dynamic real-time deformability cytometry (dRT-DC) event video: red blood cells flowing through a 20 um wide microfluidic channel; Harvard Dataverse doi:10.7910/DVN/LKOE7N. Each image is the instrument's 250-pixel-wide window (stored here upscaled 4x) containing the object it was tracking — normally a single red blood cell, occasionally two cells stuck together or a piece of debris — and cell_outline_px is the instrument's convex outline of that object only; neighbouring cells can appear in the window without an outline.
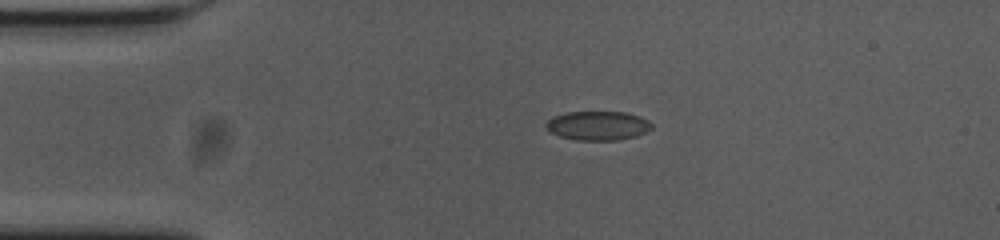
{"species": "common noctule bat (a hibernating species)", "species_latin": "Nyctalus noctula", "temperature_condition": "cold", "stored_images_in_passage": 55, "camera_frame_rate_fps": 3000, "um_per_image_px": 0.085, "animal": {"sex": "female", "body_mass_g": 23.0, "forearm_length_mm": 53.4}, "frame": {"image": 1, "passage_image": 11, "time_ms": 3.333, "image_size_px": [1000, 240], "cell_outline_px": [[652, 128], [636, 136], [620, 140], [576, 140], [560, 136], [552, 132], [544, 124], [552, 116], [568, 112], [624, 112], [648, 120], [652, 124]], "centroid_in_image_um": [50.8, 10.68], "position_along_channel_um": 34.2, "area_um2": 17.74}}
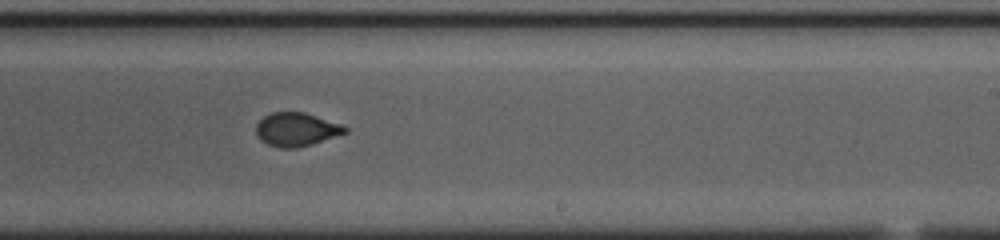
{"frame": {"image": 2, "passage_image": 33, "time_ms": 10.667, "image_size_px": [1000, 240], "cell_outline_px": [[348, 132], [312, 144], [296, 148], [280, 148], [268, 144], [260, 140], [256, 132], [256, 124], [264, 116], [272, 112], [304, 112], [340, 124], [348, 128]], "centroid_in_image_um": [25.18, 11.0], "position_along_channel_um": 263.8, "area_um2": 17.28}}
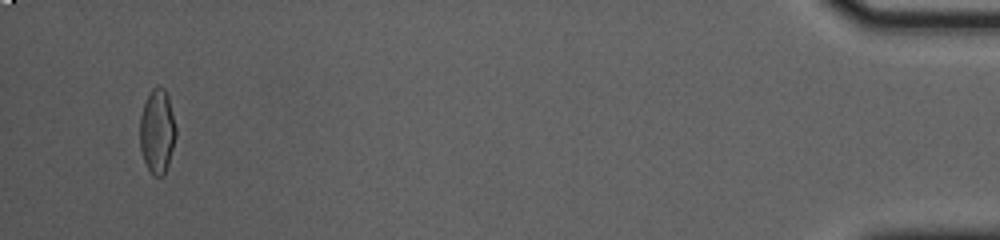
{"frame": {"image": 3, "passage_image": 53, "time_ms": 17.333, "image_size_px": [1000, 240], "cell_outline_px": [[176, 136], [168, 164], [164, 176], [152, 176], [144, 160], [140, 148], [140, 116], [144, 104], [152, 88], [156, 84], [164, 88], [168, 96], [176, 128]], "centroid_in_image_um": [13.36, 11.16], "position_along_channel_um": 421.8, "area_um2": 17.69}, "authors_computed_cell_mechanics": {"area_um2": 17.7446, "velocity_mm_per_s": 3.6443, "shape_relaxation_time_tau1_ms": 10.8074, "shape_relaxation_time_tau2_ms": null, "deformation_change_tau1": 0.2392, "deformation_change_tau2": null}}